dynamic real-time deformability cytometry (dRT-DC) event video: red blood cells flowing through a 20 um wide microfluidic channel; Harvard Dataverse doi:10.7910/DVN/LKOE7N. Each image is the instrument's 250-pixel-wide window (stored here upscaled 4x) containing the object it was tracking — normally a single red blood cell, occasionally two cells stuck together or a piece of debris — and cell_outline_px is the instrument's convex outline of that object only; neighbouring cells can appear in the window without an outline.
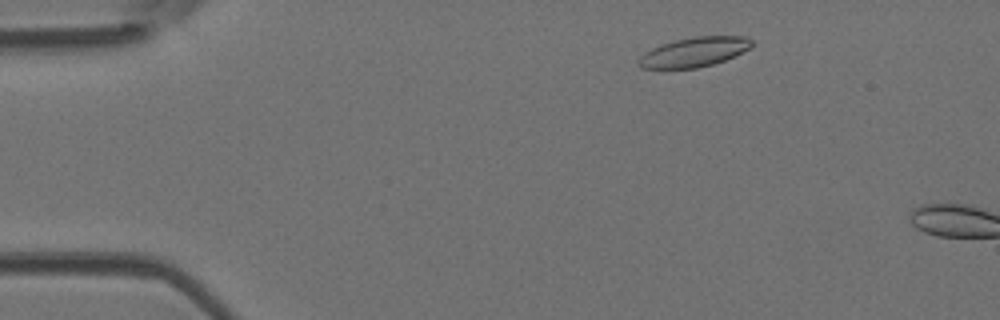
{"species": "Egyptian fruit bat (a non-hibernating species)", "species_latin": "Rousettus aegyptiacus", "temperature_condition": "room temperature", "stored_images_in_passage": 6, "camera_frame_rate_fps": 3000, "um_per_image_px": 0.085, "animal": {"sex": "female"}, "frame": {"image": 1, "passage_image": 4, "time_ms": 1.0, "image_size_px": [1000, 320], "cell_outline_px": [[752, 44], [748, 48], [724, 60], [712, 64], [696, 68], [640, 68], [636, 64], [636, 60], [644, 52], [660, 44], [676, 40], [696, 36], [744, 36], [752, 40]], "centroid_in_image_um": [58.92, 4.42], "position_along_channel_um": 26.1, "area_um2": 19.31}}